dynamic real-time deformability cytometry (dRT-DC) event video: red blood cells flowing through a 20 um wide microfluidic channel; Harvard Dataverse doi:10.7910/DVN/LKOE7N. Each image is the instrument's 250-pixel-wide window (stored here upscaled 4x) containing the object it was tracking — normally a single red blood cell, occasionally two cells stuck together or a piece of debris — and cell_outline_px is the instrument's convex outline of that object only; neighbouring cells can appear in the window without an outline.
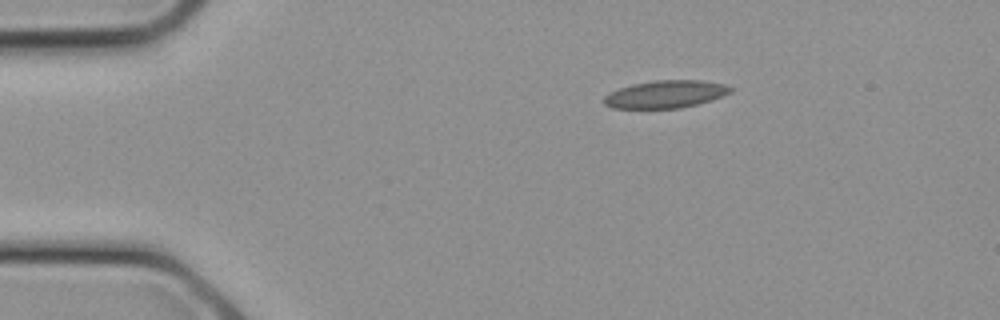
{"species": "common noctule bat (a hibernating species)", "species_latin": "Nyctalus noctula", "temperature_condition": "cold", "stored_images_in_passage": 6, "camera_frame_rate_fps": 3000, "um_per_image_px": 0.085, "animal": {"sex": "female", "body_mass_g": 21.9}, "frame": {"image": 1, "passage_image": 1, "time_ms": 0.0, "image_size_px": [1000, 320], "cell_outline_px": [[732, 92], [712, 100], [680, 108], [612, 108], [604, 104], [604, 96], [620, 88], [632, 84], [656, 80], [700, 80], [724, 84], [732, 88]], "centroid_in_image_um": [56.59, 8.01], "position_along_channel_um": 28.4, "area_um2": 20.17}}
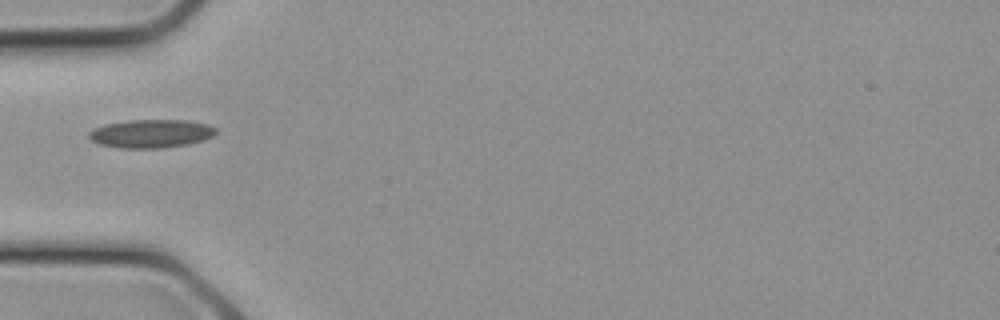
{"frame": {"image": 2, "passage_image": 5, "time_ms": 1.333, "image_size_px": [1000, 320], "cell_outline_px": [[216, 132], [212, 136], [204, 140], [188, 144], [164, 148], [120, 148], [100, 144], [88, 140], [88, 132], [92, 128], [104, 124], [128, 120], [188, 120], [208, 124], [216, 128]], "centroid_in_image_um": [12.8, 11.35], "position_along_channel_um": 72.2, "area_um2": 21.27}}